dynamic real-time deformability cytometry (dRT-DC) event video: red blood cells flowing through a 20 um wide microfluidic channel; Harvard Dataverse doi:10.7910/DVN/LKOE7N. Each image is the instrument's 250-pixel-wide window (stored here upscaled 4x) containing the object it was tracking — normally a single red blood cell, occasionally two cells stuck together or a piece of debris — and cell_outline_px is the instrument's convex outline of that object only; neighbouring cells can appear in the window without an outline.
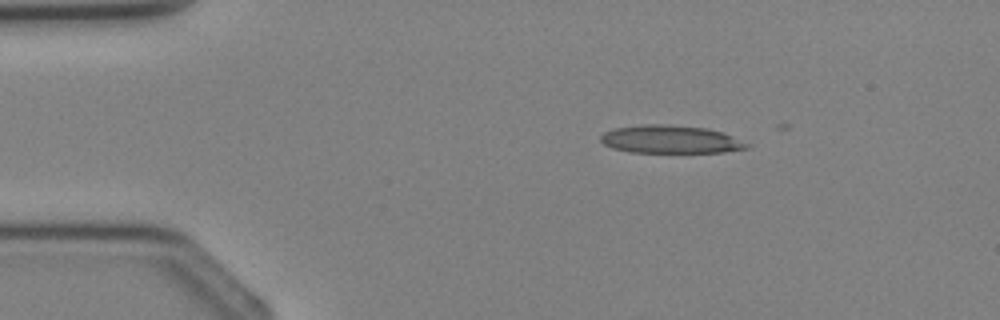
{"species": "Egyptian fruit bat (a non-hibernating species)", "species_latin": "Rousettus aegyptiacus", "temperature_condition": "cold", "stored_images_in_passage": 4, "segment_of_instrument_passage": [1, 2], "camera_frame_rate_fps": 3000, "um_per_image_px": 0.085, "animal": {"sex": "female"}, "frame": {"image": 1, "passage_image": 1, "time_ms": 0.0, "image_size_px": [1000, 320], "cell_outline_px": [[752, 144], [748, 148], [724, 152], [628, 152], [612, 148], [604, 144], [600, 140], [600, 136], [604, 132], [612, 128], [644, 124], [668, 124], [708, 128], [724, 132]], "centroid_in_image_um": [57.01, 11.84], "position_along_channel_um": 28.0, "area_um2": 24.16}}